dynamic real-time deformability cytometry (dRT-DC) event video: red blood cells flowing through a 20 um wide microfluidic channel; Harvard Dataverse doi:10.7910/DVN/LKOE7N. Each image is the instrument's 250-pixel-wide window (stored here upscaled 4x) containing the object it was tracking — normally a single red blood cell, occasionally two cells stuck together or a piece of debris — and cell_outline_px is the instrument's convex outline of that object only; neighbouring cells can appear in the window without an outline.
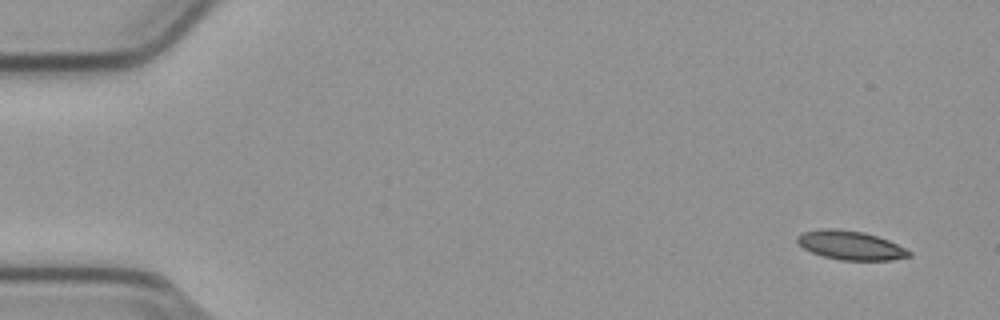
{"species": "common noctule bat (a hibernating species)", "species_latin": "Nyctalus noctula", "temperature_condition": "cold", "stored_images_in_passage": 54, "camera_frame_rate_fps": 3000, "um_per_image_px": 0.085, "animal": {"sex": "male", "body_mass_g": 23.1, "forearm_length_mm": 52.7}, "frame": {"image": 1, "passage_image": 3, "time_ms": 0.667, "image_size_px": [1000, 320], "cell_outline_px": [[912, 256], [892, 260], [840, 260], [824, 256], [812, 252], [804, 248], [796, 240], [796, 236], [804, 232], [824, 228], [836, 228], [864, 232], [888, 240], [912, 252]], "centroid_in_image_um": [72.3, 20.85], "position_along_channel_um": 12.7, "area_um2": 18.73}}
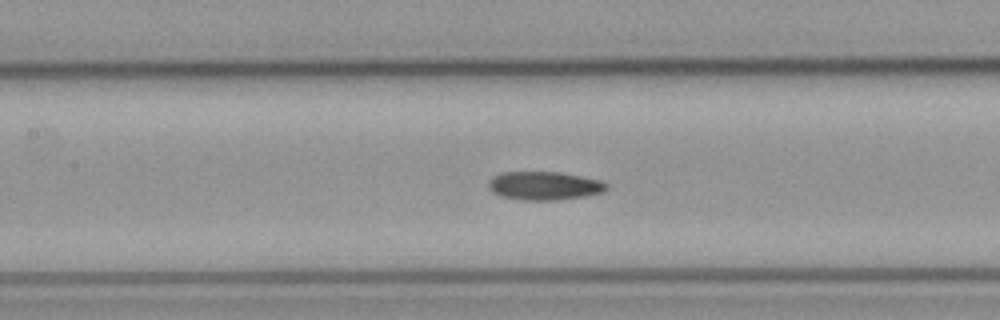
{"frame": {"image": 2, "passage_image": 25, "time_ms": 8.0, "image_size_px": [1000, 320], "cell_outline_px": [[608, 188], [604, 192], [584, 196], [556, 200], [524, 200], [500, 196], [492, 192], [488, 188], [488, 180], [492, 176], [504, 172], [560, 172], [600, 180], [608, 184]], "centroid_in_image_um": [46.24, 15.79], "position_along_channel_um": 161.2, "area_um2": 19.65}}
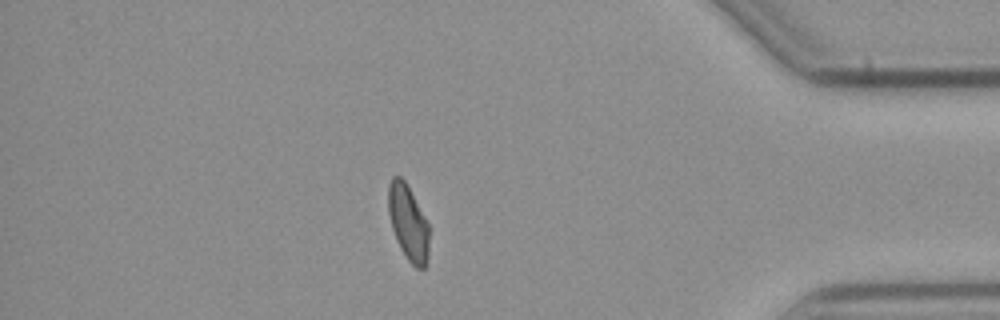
{"frame": {"image": 3, "passage_image": 47, "time_ms": 15.333, "image_size_px": [1000, 320], "cell_outline_px": [[428, 260], [424, 268], [416, 268], [408, 260], [400, 248], [396, 240], [392, 228], [388, 212], [388, 184], [392, 176], [400, 176], [404, 180], [424, 216], [428, 224]], "centroid_in_image_um": [34.67, 18.93], "position_along_channel_um": 400.5, "area_um2": 17.74}, "authors_computed_cell_mechanics": {"area_um2": 19.1318, "velocity_mm_per_s": 3.7867, "shape_relaxation_time_tau1_ms": null, "shape_relaxation_time_tau2_ms": 4.7429, "deformation_change_tau1": null, "deformation_change_tau2": 0.1043}}